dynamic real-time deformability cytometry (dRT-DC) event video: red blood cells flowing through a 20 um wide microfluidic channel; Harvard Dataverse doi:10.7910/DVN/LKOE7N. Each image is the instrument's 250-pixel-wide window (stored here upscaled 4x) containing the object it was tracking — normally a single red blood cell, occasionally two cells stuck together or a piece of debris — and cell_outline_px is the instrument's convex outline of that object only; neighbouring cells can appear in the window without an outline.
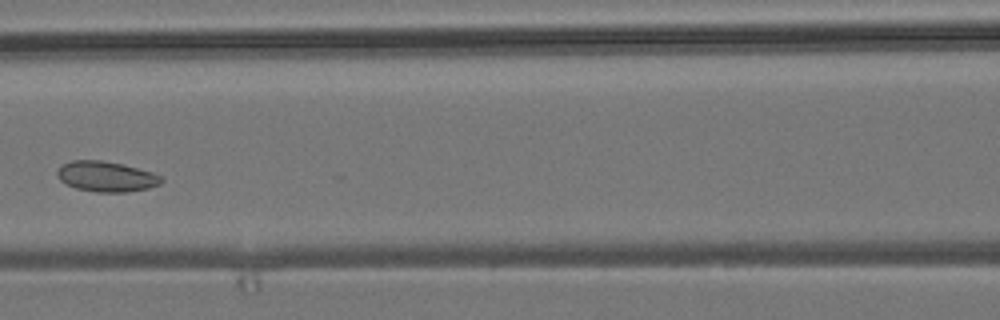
{"species": "common noctule bat (a hibernating species)", "species_latin": "Nyctalus noctula", "temperature_condition": "room temperature", "stored_images_in_passage": 3, "camera_frame_rate_fps": 3000, "um_per_image_px": 0.085, "animal": {"sex": "male", "body_mass_g": 19.2, "forearm_length_mm": 51.8}, "frame": {"image": 1, "passage_image": 3, "time_ms": 2.333, "image_size_px": [1000, 320], "cell_outline_px": [[164, 180], [160, 184], [148, 188], [124, 192], [96, 192], [76, 188], [60, 180], [56, 176], [56, 172], [64, 164], [72, 160], [100, 160], [124, 164], [152, 172], [160, 176]], "centroid_in_image_um": [9.04, 15.0], "position_along_channel_um": 157.6, "area_um2": 18.32}}